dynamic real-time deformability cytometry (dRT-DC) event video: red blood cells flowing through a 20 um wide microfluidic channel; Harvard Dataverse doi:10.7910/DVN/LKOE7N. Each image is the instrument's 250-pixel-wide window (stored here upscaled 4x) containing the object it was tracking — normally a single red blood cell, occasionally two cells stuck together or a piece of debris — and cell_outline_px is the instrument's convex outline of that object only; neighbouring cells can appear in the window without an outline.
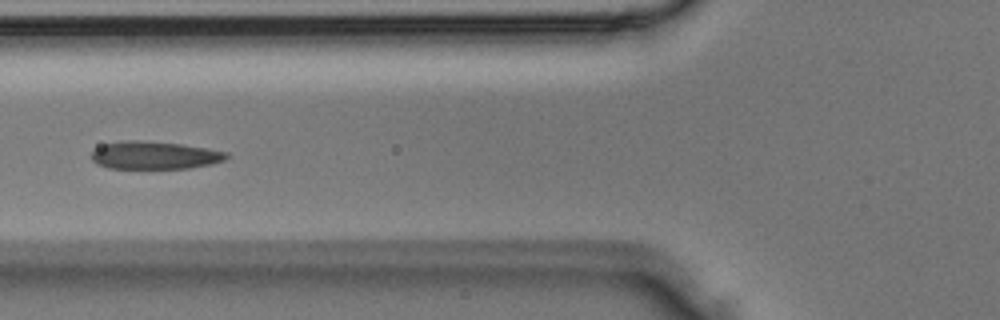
{"species": "Egyptian fruit bat (a non-hibernating species)", "species_latin": "Rousettus aegyptiacus", "temperature_condition": "room temperature", "stored_images_in_passage": 4, "camera_frame_rate_fps": 3000, "um_per_image_px": 0.085, "animal": {"sex": "male"}, "frame": {"image": 1, "passage_image": 4, "time_ms": 1.0, "image_size_px": [1000, 320], "cell_outline_px": [[228, 156], [224, 160], [212, 164], [188, 168], [108, 168], [96, 164], [92, 160], [92, 152], [96, 148], [104, 144], [128, 140], [136, 140], [180, 144], [228, 152]], "centroid_in_image_um": [13.12, 13.2], "position_along_channel_um": 112.7, "area_um2": 21.62}}